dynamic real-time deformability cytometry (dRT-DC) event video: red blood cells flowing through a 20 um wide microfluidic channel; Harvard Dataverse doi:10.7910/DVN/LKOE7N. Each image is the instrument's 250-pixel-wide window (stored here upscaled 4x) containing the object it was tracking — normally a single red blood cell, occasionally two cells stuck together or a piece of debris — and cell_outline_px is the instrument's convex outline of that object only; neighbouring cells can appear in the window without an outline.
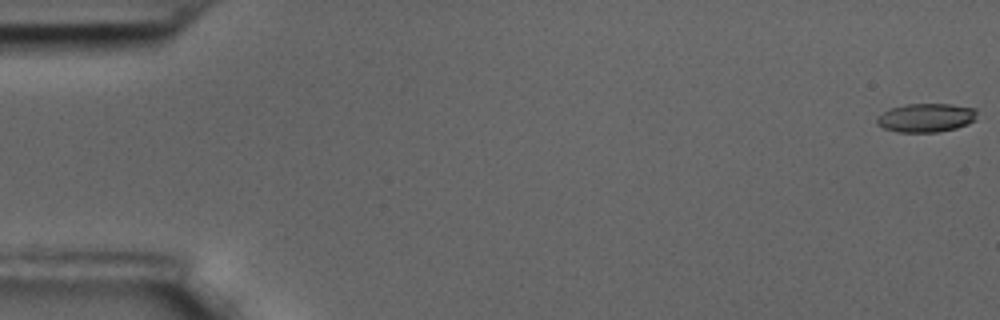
{"species": "common noctule bat (a hibernating species)", "species_latin": "Nyctalus noctula", "temperature_condition": "room temperature", "stored_images_in_passage": 54, "camera_frame_rate_fps": 3000, "um_per_image_px": 0.085, "animal": {"sex": "male", "body_mass_g": 17.5, "forearm_length_mm": 52.3}, "frame": {"image": 1, "passage_image": 1, "time_ms": 0.0, "image_size_px": [1000, 320], "cell_outline_px": [[976, 120], [968, 124], [956, 128], [940, 132], [896, 132], [884, 128], [876, 124], [876, 116], [888, 108], [904, 104], [948, 104], [976, 108]], "centroid_in_image_um": [78.68, 10.01], "position_along_channel_um": 6.3, "area_um2": 17.05}}
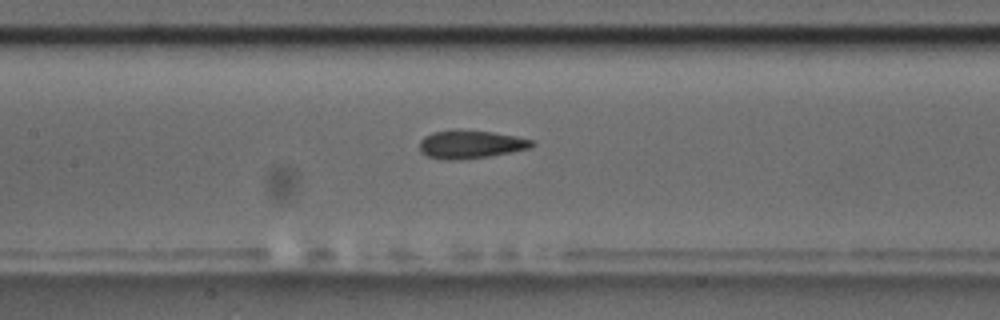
{"frame": {"image": 2, "passage_image": 28, "time_ms": 9.0, "image_size_px": [1000, 320], "cell_outline_px": [[536, 144], [532, 148], [488, 156], [460, 160], [440, 160], [428, 156], [420, 152], [420, 140], [424, 136], [432, 132], [456, 128], [460, 128], [492, 132], [516, 136], [536, 140]], "centroid_in_image_um": [40.0, 12.25], "position_along_channel_um": 167.4, "area_um2": 19.02}}
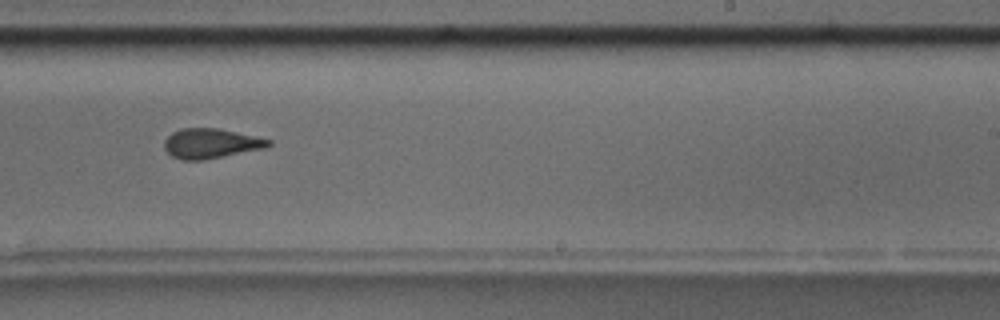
{"frame": {"image": 3, "passage_image": 37, "time_ms": 12.0, "image_size_px": [1000, 320], "cell_outline_px": [[272, 144], [264, 148], [204, 160], [180, 160], [172, 156], [164, 148], [164, 140], [172, 132], [180, 128], [220, 128], [256, 136], [272, 140]], "centroid_in_image_um": [17.91, 12.18], "position_along_channel_um": 271.1, "area_um2": 18.21}}